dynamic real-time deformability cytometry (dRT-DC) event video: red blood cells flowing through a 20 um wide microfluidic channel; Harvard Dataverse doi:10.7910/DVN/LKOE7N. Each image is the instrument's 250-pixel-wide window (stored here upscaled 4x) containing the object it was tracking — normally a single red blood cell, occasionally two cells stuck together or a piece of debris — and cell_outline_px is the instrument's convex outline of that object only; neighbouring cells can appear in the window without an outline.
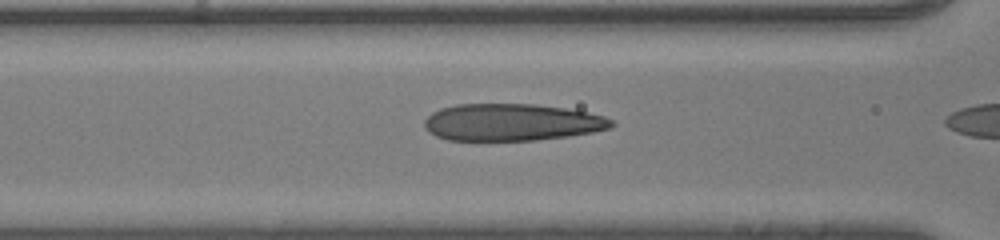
{"species": "human", "species_latin": "Homo sapiens", "temperature_condition": "room temperature", "stored_images_in_passage": 7, "camera_frame_rate_fps": 3000, "um_per_image_px": 0.085, "donor": {"sex": "male"}, "frame": {"image": 1, "passage_image": 5, "time_ms": 1.333, "image_size_px": [1000, 240], "cell_outline_px": [[616, 124], [612, 128], [592, 132], [568, 136], [536, 140], [448, 140], [436, 136], [428, 132], [424, 128], [424, 120], [432, 112], [440, 108], [456, 104], [536, 104], [564, 108], [588, 112], [604, 116], [612, 120]], "centroid_in_image_um": [43.49, 10.39], "position_along_channel_um": 123.1, "area_um2": 40.58}}